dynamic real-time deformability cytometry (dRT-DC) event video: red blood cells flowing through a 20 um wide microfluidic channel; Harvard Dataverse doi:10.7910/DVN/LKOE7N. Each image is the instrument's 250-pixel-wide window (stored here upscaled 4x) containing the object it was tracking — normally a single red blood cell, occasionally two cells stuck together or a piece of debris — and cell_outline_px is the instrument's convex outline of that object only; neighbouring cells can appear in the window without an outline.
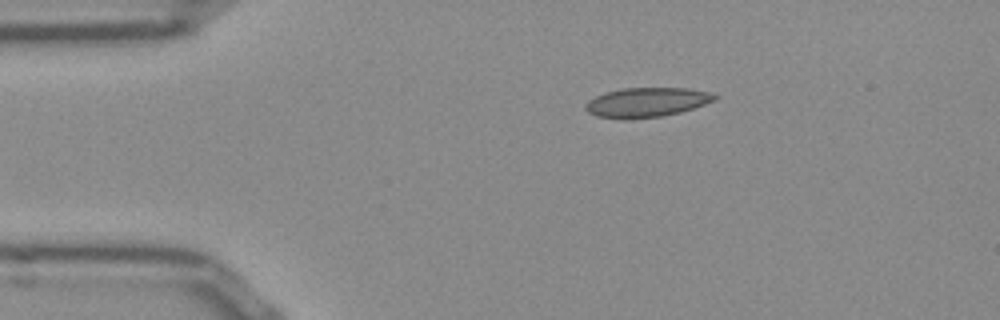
{"species": "Egyptian fruit bat (a non-hibernating species)", "species_latin": "Rousettus aegyptiacus", "temperature_condition": "room temperature", "stored_images_in_passage": 43, "camera_frame_rate_fps": 3000, "um_per_image_px": 0.085, "frame": {"image": 1, "passage_image": 1, "time_ms": 0.0, "image_size_px": [1000, 320], "cell_outline_px": [[720, 96], [716, 100], [680, 112], [660, 116], [624, 120], [596, 116], [588, 112], [584, 108], [584, 104], [588, 100], [596, 96], [608, 92], [624, 88], [688, 88], [708, 92]], "centroid_in_image_um": [54.94, 8.7], "position_along_channel_um": 30.1, "area_um2": 22.2}}
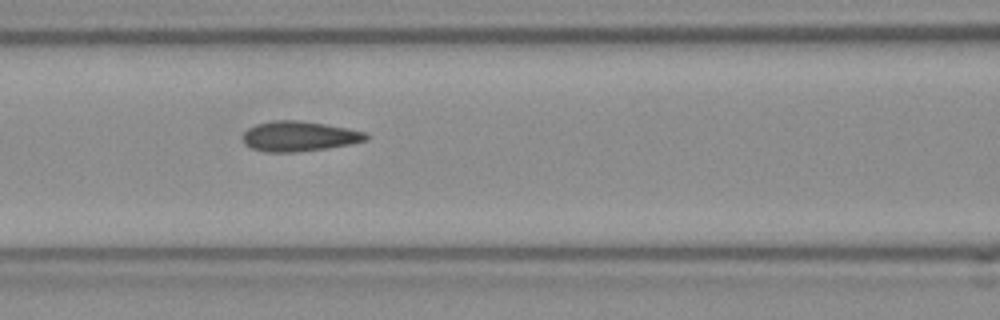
{"frame": {"image": 2, "passage_image": 13, "time_ms": 4.0, "image_size_px": [1000, 320], "cell_outline_px": [[372, 136], [368, 140], [348, 144], [324, 148], [292, 152], [268, 152], [252, 148], [244, 144], [240, 136], [248, 128], [256, 124], [272, 120], [300, 120], [348, 128], [368, 132]], "centroid_in_image_um": [25.42, 11.57], "position_along_channel_um": 141.2, "area_um2": 21.73}}
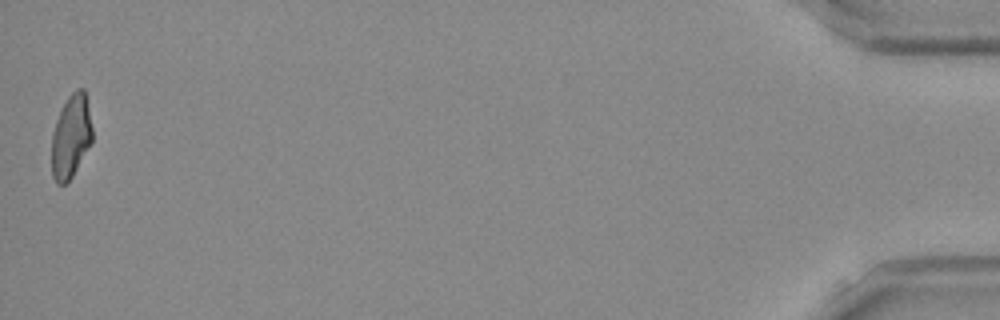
{"frame": {"image": 3, "passage_image": 43, "time_ms": 14.0, "image_size_px": [1000, 320], "cell_outline_px": [[92, 140], [72, 176], [64, 184], [56, 184], [52, 176], [52, 132], [56, 120], [68, 96], [76, 88], [84, 88], [92, 128]], "centroid_in_image_um": [6.02, 11.59], "position_along_channel_um": 429.2, "area_um2": 19.42}, "authors_computed_cell_mechanics": {"area_um2": 21.0392, "velocity_mm_per_s": 3.8867, "shape_relaxation_time_tau1_ms": null, "shape_relaxation_time_tau2_ms": 2.1015, "deformation_change_tau1": null, "deformation_change_tau2": 0.0745}}